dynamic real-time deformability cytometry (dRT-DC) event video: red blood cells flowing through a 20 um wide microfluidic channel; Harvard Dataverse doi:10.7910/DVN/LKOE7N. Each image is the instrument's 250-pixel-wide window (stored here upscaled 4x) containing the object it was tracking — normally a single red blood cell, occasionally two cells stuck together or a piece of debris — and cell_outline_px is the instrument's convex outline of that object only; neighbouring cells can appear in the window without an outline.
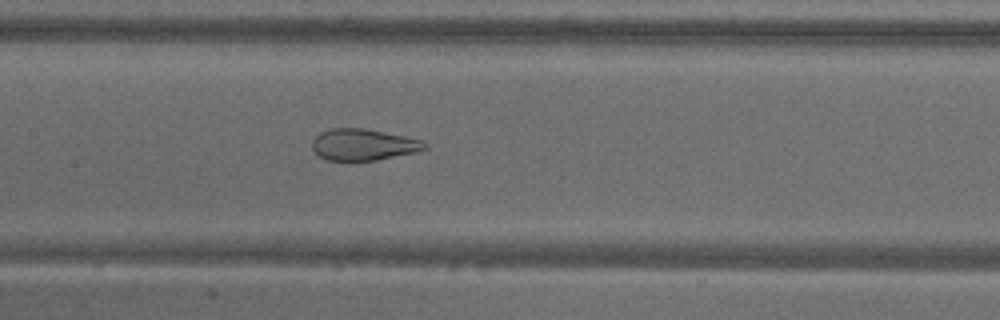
{"species": "common noctule bat (a hibernating species)", "species_latin": "Nyctalus noctula", "temperature_condition": "warm", "stored_images_in_passage": 54, "camera_frame_rate_fps": 3000, "um_per_image_px": 0.085, "animal": {"sex": "male", "body_mass_g": 18.8}, "frame": {"image": 1, "passage_image": 26, "time_ms": 8.333, "image_size_px": [1000, 320], "cell_outline_px": [[428, 148], [416, 152], [376, 160], [324, 160], [312, 148], [312, 140], [320, 132], [332, 128], [364, 128], [404, 136], [420, 140], [428, 144]], "centroid_in_image_um": [30.88, 12.29], "position_along_channel_um": 176.5, "area_um2": 20.52}}
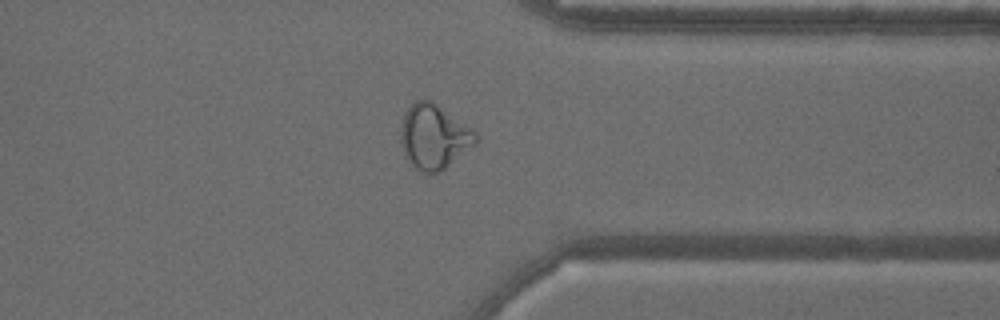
{"frame": {"image": 2, "passage_image": 42, "time_ms": 13.667, "image_size_px": [1000, 320], "cell_outline_px": [[480, 136], [476, 144], [440, 172], [424, 172], [416, 168], [408, 160], [404, 152], [400, 140], [400, 128], [404, 112], [416, 100], [432, 100], [472, 128]], "centroid_in_image_um": [36.9, 11.6], "position_along_channel_um": 374.5, "area_um2": 28.26}}
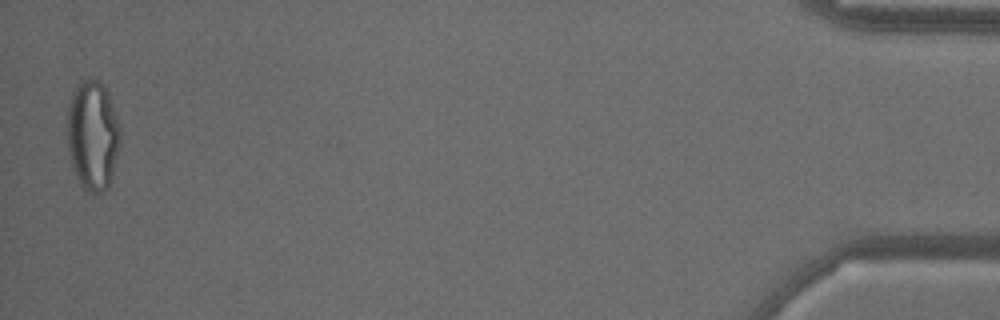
{"frame": {"image": 3, "passage_image": 53, "time_ms": 17.333, "image_size_px": [1000, 320], "cell_outline_px": [[120, 144], [112, 172], [108, 184], [104, 192], [92, 196], [80, 184], [76, 176], [68, 152], [68, 104], [72, 92], [88, 76], [96, 76], [100, 80], [108, 92], [120, 124]], "centroid_in_image_um": [7.89, 11.47], "position_along_channel_um": 427.3, "area_um2": 34.16}, "authors_computed_cell_mechanics": {"area_um2": 29.4202, "velocity_mm_per_s": 3.7912, "shape_relaxation_time_tau1_ms": null, "shape_relaxation_time_tau2_ms": 0.865, "deformation_change_tau1": null, "deformation_change_tau2": 0.0887}}